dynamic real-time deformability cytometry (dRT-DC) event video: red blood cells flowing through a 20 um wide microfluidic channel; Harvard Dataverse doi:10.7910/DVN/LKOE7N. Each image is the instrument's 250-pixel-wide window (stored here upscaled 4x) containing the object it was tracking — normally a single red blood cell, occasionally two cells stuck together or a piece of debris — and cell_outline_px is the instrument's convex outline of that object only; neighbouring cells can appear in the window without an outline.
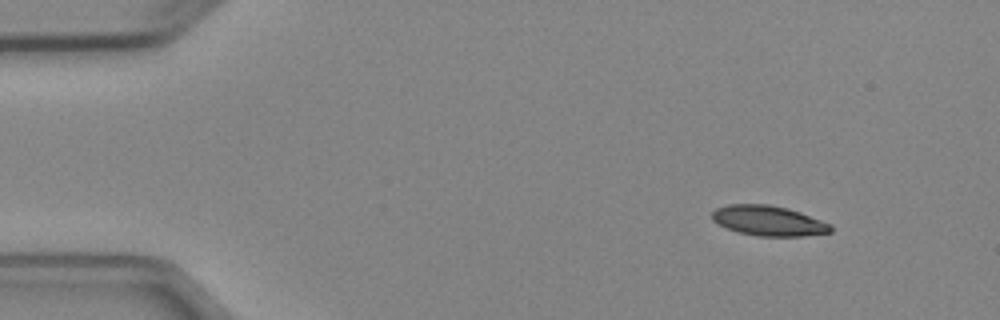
{"species": "Egyptian fruit bat (a non-hibernating species)", "species_latin": "Rousettus aegyptiacus", "temperature_condition": "cold", "stored_images_in_passage": 5, "camera_frame_rate_fps": 3000, "um_per_image_px": 0.085, "animal": {"sex": "female"}, "frame": {"image": 1, "passage_image": 1, "time_ms": 0.0, "image_size_px": [1000, 320], "cell_outline_px": [[832, 232], [804, 236], [756, 236], [740, 232], [716, 224], [712, 220], [712, 212], [716, 208], [728, 204], [768, 204], [788, 208], [800, 212], [832, 224]], "centroid_in_image_um": [65.33, 18.76], "position_along_channel_um": 19.7, "area_um2": 20.92}}
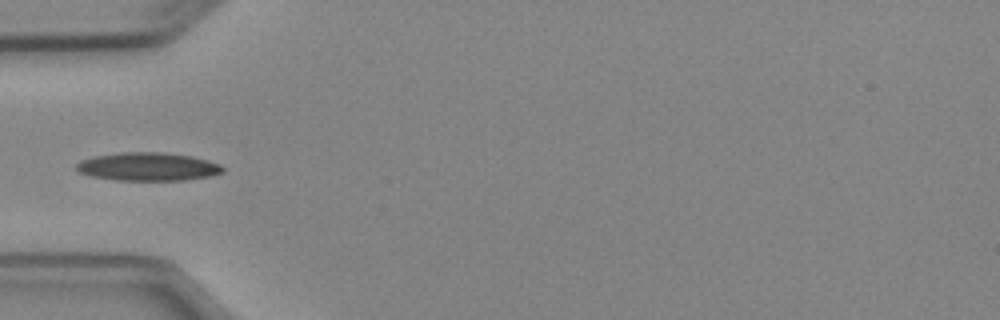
{"frame": {"image": 2, "passage_image": 4, "time_ms": 3.667, "image_size_px": [1000, 320], "cell_outline_px": [[224, 172], [208, 176], [184, 180], [112, 180], [92, 176], [80, 172], [76, 168], [76, 164], [80, 160], [92, 156], [120, 152], [160, 152], [192, 156], [208, 160], [220, 164], [224, 168]], "centroid_in_image_um": [12.56, 14.16], "position_along_channel_um": 72.4, "area_um2": 24.16}}